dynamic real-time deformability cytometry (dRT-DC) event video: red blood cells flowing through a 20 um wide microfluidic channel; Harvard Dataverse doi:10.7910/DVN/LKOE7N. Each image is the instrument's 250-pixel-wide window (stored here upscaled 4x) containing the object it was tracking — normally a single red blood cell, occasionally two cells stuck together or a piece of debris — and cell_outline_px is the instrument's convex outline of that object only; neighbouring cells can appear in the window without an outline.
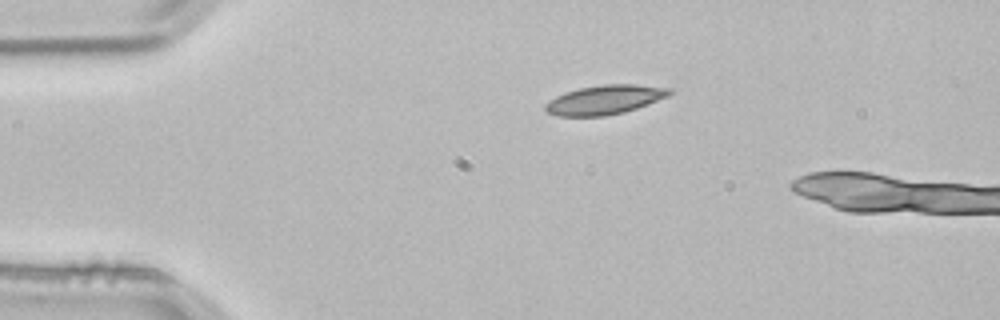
{"species": "common noctule bat (a hibernating species)", "species_latin": "Nyctalus noctula", "temperature_condition": "room temperature", "stored_images_in_passage": 2, "camera_frame_rate_fps": 3000, "um_per_image_px": 0.085, "animal": {"sex": "male", "body_mass_g": 21.5, "forearm_length_mm": 52.0}, "frame": {"image": 1, "passage_image": 1, "time_ms": 0.0, "image_size_px": [1000, 320], "cell_outline_px": [[672, 92], [668, 96], [636, 108], [624, 112], [604, 116], [556, 116], [548, 112], [544, 108], [544, 104], [548, 100], [564, 92], [580, 88], [604, 84], [636, 84], [672, 88]], "centroid_in_image_um": [51.38, 8.47], "position_along_channel_um": 33.6, "area_um2": 21.15}}